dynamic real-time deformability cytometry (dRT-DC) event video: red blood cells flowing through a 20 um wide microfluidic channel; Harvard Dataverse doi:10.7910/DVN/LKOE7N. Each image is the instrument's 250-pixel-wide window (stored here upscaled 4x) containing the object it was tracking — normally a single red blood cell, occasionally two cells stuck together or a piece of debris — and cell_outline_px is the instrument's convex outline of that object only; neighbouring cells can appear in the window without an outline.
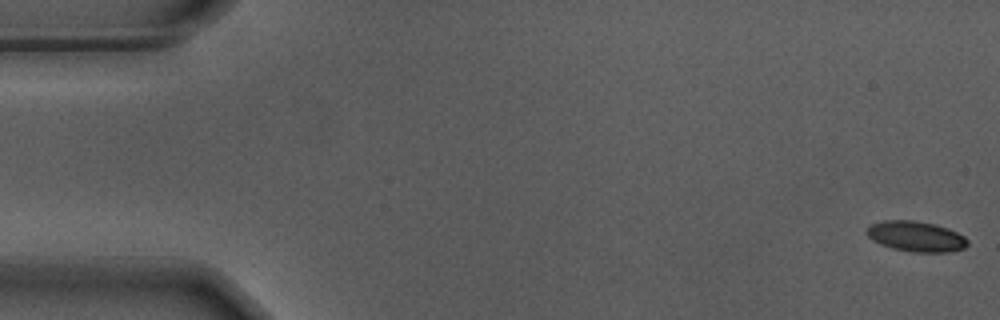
{"species": "Egyptian fruit bat (a non-hibernating species)", "species_latin": "Rousettus aegyptiacus", "temperature_condition": "warm", "stored_images_in_passage": 56, "camera_frame_rate_fps": 3000, "um_per_image_px": 0.085, "animal": {"sex": "male"}, "frame": {"image": 1, "passage_image": 1, "time_ms": 0.0, "image_size_px": [1000, 320], "cell_outline_px": [[968, 244], [964, 248], [948, 252], [912, 252], [892, 248], [880, 244], [872, 240], [864, 232], [872, 224], [884, 220], [912, 220], [936, 224], [948, 228], [964, 236], [968, 240]], "centroid_in_image_um": [77.86, 20.09], "position_along_channel_um": 7.1, "area_um2": 17.92}}
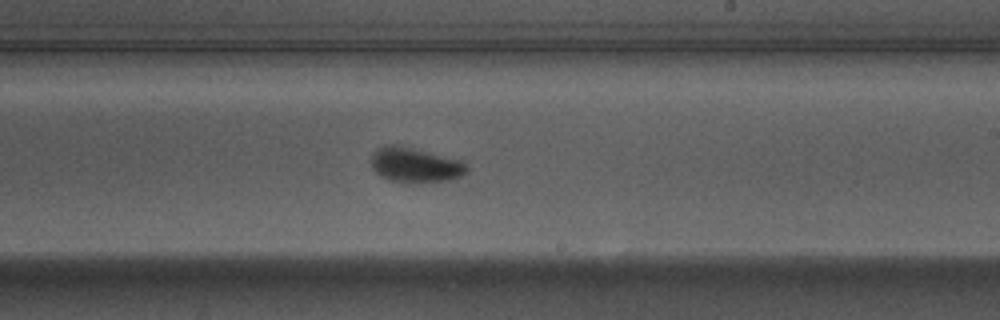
{"frame": {"image": 2, "passage_image": 33, "time_ms": 10.667, "image_size_px": [1000, 320], "cell_outline_px": [[468, 172], [460, 176], [448, 180], [412, 184], [408, 184], [388, 180], [380, 176], [372, 168], [372, 156], [380, 148], [388, 144], [392, 144], [460, 160], [468, 168]], "centroid_in_image_um": [35.28, 14.08], "position_along_channel_um": 253.7, "area_um2": 19.13}}
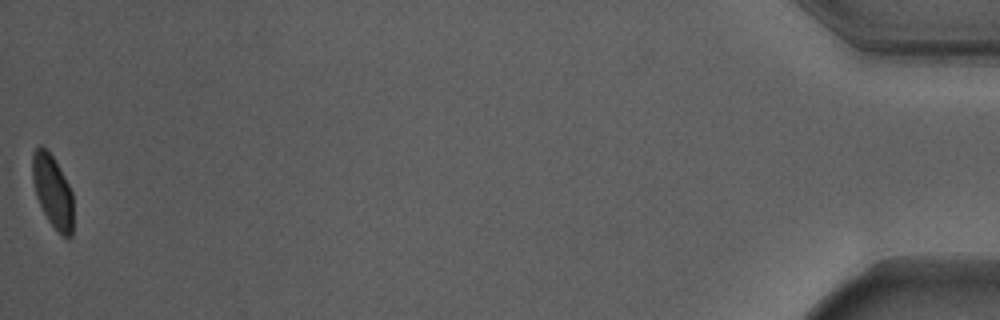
{"frame": {"image": 3, "passage_image": 56, "time_ms": 18.333, "image_size_px": [1000, 320], "cell_outline_px": [[72, 236], [64, 236], [48, 220], [36, 196], [32, 180], [32, 152], [40, 144], [52, 156], [68, 184], [72, 192]], "centroid_in_image_um": [4.45, 16.22], "position_along_channel_um": 430.8, "area_um2": 16.82}, "authors_computed_cell_mechanics": {"area_um2": 18.496, "velocity_mm_per_s": 3.6807, "shape_relaxation_time_tau1_ms": 2.8678, "shape_relaxation_time_tau2_ms": 0.6228, "deformation_change_tau1": 0.1457, "deformation_change_tau2": 0.0593}}